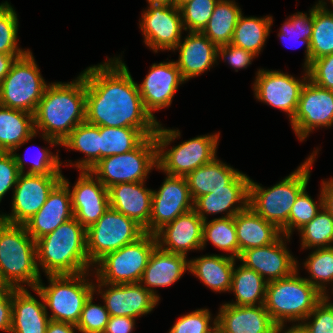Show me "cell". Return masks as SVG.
<instances>
[{"mask_svg": "<svg viewBox=\"0 0 333 333\" xmlns=\"http://www.w3.org/2000/svg\"><path fill=\"white\" fill-rule=\"evenodd\" d=\"M211 314L208 309H198L181 316L169 333H208Z\"/></svg>", "mask_w": 333, "mask_h": 333, "instance_id": "cell-50", "label": "cell"}, {"mask_svg": "<svg viewBox=\"0 0 333 333\" xmlns=\"http://www.w3.org/2000/svg\"><path fill=\"white\" fill-rule=\"evenodd\" d=\"M219 55L223 58V60H228V63L238 71L237 69L246 68L249 64H251L252 59L256 56L252 52L247 51L243 48L237 47L233 44H225L222 46H218L217 48V57Z\"/></svg>", "mask_w": 333, "mask_h": 333, "instance_id": "cell-52", "label": "cell"}, {"mask_svg": "<svg viewBox=\"0 0 333 333\" xmlns=\"http://www.w3.org/2000/svg\"><path fill=\"white\" fill-rule=\"evenodd\" d=\"M250 178L239 173L226 187L214 189L213 193L202 195L194 201L195 212L206 221L207 214H217L227 211L226 216L234 217L248 206ZM235 203H241L234 207ZM229 210V211H228Z\"/></svg>", "mask_w": 333, "mask_h": 333, "instance_id": "cell-24", "label": "cell"}, {"mask_svg": "<svg viewBox=\"0 0 333 333\" xmlns=\"http://www.w3.org/2000/svg\"><path fill=\"white\" fill-rule=\"evenodd\" d=\"M285 333H310V331L303 323H299L289 328Z\"/></svg>", "mask_w": 333, "mask_h": 333, "instance_id": "cell-59", "label": "cell"}, {"mask_svg": "<svg viewBox=\"0 0 333 333\" xmlns=\"http://www.w3.org/2000/svg\"><path fill=\"white\" fill-rule=\"evenodd\" d=\"M97 281V291L102 293L110 316L137 318L148 314L158 304L159 300L140 283L106 284ZM103 286H109L105 293L100 289Z\"/></svg>", "mask_w": 333, "mask_h": 333, "instance_id": "cell-19", "label": "cell"}, {"mask_svg": "<svg viewBox=\"0 0 333 333\" xmlns=\"http://www.w3.org/2000/svg\"><path fill=\"white\" fill-rule=\"evenodd\" d=\"M77 326L70 323L49 321L46 333H74Z\"/></svg>", "mask_w": 333, "mask_h": 333, "instance_id": "cell-58", "label": "cell"}, {"mask_svg": "<svg viewBox=\"0 0 333 333\" xmlns=\"http://www.w3.org/2000/svg\"><path fill=\"white\" fill-rule=\"evenodd\" d=\"M304 265L311 274V278L306 280L326 296L324 283L333 281V246L315 249Z\"/></svg>", "mask_w": 333, "mask_h": 333, "instance_id": "cell-43", "label": "cell"}, {"mask_svg": "<svg viewBox=\"0 0 333 333\" xmlns=\"http://www.w3.org/2000/svg\"><path fill=\"white\" fill-rule=\"evenodd\" d=\"M13 287L0 285V330L9 332L12 325Z\"/></svg>", "mask_w": 333, "mask_h": 333, "instance_id": "cell-54", "label": "cell"}, {"mask_svg": "<svg viewBox=\"0 0 333 333\" xmlns=\"http://www.w3.org/2000/svg\"><path fill=\"white\" fill-rule=\"evenodd\" d=\"M47 84L30 50L18 57L0 89L2 105L34 114Z\"/></svg>", "mask_w": 333, "mask_h": 333, "instance_id": "cell-11", "label": "cell"}, {"mask_svg": "<svg viewBox=\"0 0 333 333\" xmlns=\"http://www.w3.org/2000/svg\"><path fill=\"white\" fill-rule=\"evenodd\" d=\"M35 243L37 260L47 275L84 273L91 265L86 229L75 217Z\"/></svg>", "mask_w": 333, "mask_h": 333, "instance_id": "cell-3", "label": "cell"}, {"mask_svg": "<svg viewBox=\"0 0 333 333\" xmlns=\"http://www.w3.org/2000/svg\"><path fill=\"white\" fill-rule=\"evenodd\" d=\"M217 323L226 333H276L277 325L264 305L235 306L224 304Z\"/></svg>", "mask_w": 333, "mask_h": 333, "instance_id": "cell-26", "label": "cell"}, {"mask_svg": "<svg viewBox=\"0 0 333 333\" xmlns=\"http://www.w3.org/2000/svg\"><path fill=\"white\" fill-rule=\"evenodd\" d=\"M311 62L328 54H333V14L318 4L314 6V24L310 39Z\"/></svg>", "mask_w": 333, "mask_h": 333, "instance_id": "cell-40", "label": "cell"}, {"mask_svg": "<svg viewBox=\"0 0 333 333\" xmlns=\"http://www.w3.org/2000/svg\"><path fill=\"white\" fill-rule=\"evenodd\" d=\"M315 155H310L297 170L268 189L262 188L252 179L249 181L248 206L281 230L287 240L289 214L297 196L307 187Z\"/></svg>", "mask_w": 333, "mask_h": 333, "instance_id": "cell-5", "label": "cell"}, {"mask_svg": "<svg viewBox=\"0 0 333 333\" xmlns=\"http://www.w3.org/2000/svg\"><path fill=\"white\" fill-rule=\"evenodd\" d=\"M86 274L47 275L49 286H44L42 280L38 282L35 289L42 295L46 309H51V321L77 325L86 300L96 291V286L86 281Z\"/></svg>", "mask_w": 333, "mask_h": 333, "instance_id": "cell-8", "label": "cell"}, {"mask_svg": "<svg viewBox=\"0 0 333 333\" xmlns=\"http://www.w3.org/2000/svg\"><path fill=\"white\" fill-rule=\"evenodd\" d=\"M323 207L333 216V178L322 181Z\"/></svg>", "mask_w": 333, "mask_h": 333, "instance_id": "cell-56", "label": "cell"}, {"mask_svg": "<svg viewBox=\"0 0 333 333\" xmlns=\"http://www.w3.org/2000/svg\"><path fill=\"white\" fill-rule=\"evenodd\" d=\"M85 111L86 83L82 74L72 82L51 83L45 88L34 113L35 132L42 130L43 139L52 146L60 145L85 121Z\"/></svg>", "mask_w": 333, "mask_h": 333, "instance_id": "cell-2", "label": "cell"}, {"mask_svg": "<svg viewBox=\"0 0 333 333\" xmlns=\"http://www.w3.org/2000/svg\"><path fill=\"white\" fill-rule=\"evenodd\" d=\"M93 295L86 300L76 325L82 333H103L110 318L105 306L92 303Z\"/></svg>", "mask_w": 333, "mask_h": 333, "instance_id": "cell-47", "label": "cell"}, {"mask_svg": "<svg viewBox=\"0 0 333 333\" xmlns=\"http://www.w3.org/2000/svg\"><path fill=\"white\" fill-rule=\"evenodd\" d=\"M283 237L281 234L274 243L267 246L246 249L241 253L240 261L267 282L289 277L297 270L298 264L287 250Z\"/></svg>", "mask_w": 333, "mask_h": 333, "instance_id": "cell-18", "label": "cell"}, {"mask_svg": "<svg viewBox=\"0 0 333 333\" xmlns=\"http://www.w3.org/2000/svg\"><path fill=\"white\" fill-rule=\"evenodd\" d=\"M49 149H42L39 156L33 161L32 166L26 172V174H42V175H62L59 161V156L52 155Z\"/></svg>", "mask_w": 333, "mask_h": 333, "instance_id": "cell-53", "label": "cell"}, {"mask_svg": "<svg viewBox=\"0 0 333 333\" xmlns=\"http://www.w3.org/2000/svg\"><path fill=\"white\" fill-rule=\"evenodd\" d=\"M304 80H298L287 73L274 70L259 69L254 82L257 100L288 113L293 119L303 85L307 82L308 71L305 70Z\"/></svg>", "mask_w": 333, "mask_h": 333, "instance_id": "cell-17", "label": "cell"}, {"mask_svg": "<svg viewBox=\"0 0 333 333\" xmlns=\"http://www.w3.org/2000/svg\"><path fill=\"white\" fill-rule=\"evenodd\" d=\"M217 48L202 32H190L184 42L180 41L174 48L180 50L175 63L182 79L187 81L209 70L217 60Z\"/></svg>", "mask_w": 333, "mask_h": 333, "instance_id": "cell-27", "label": "cell"}, {"mask_svg": "<svg viewBox=\"0 0 333 333\" xmlns=\"http://www.w3.org/2000/svg\"><path fill=\"white\" fill-rule=\"evenodd\" d=\"M100 136V160L130 152L147 138L140 130L130 127L100 126Z\"/></svg>", "mask_w": 333, "mask_h": 333, "instance_id": "cell-38", "label": "cell"}, {"mask_svg": "<svg viewBox=\"0 0 333 333\" xmlns=\"http://www.w3.org/2000/svg\"><path fill=\"white\" fill-rule=\"evenodd\" d=\"M235 260L229 255H206L190 260L189 271L213 291H230Z\"/></svg>", "mask_w": 333, "mask_h": 333, "instance_id": "cell-32", "label": "cell"}, {"mask_svg": "<svg viewBox=\"0 0 333 333\" xmlns=\"http://www.w3.org/2000/svg\"><path fill=\"white\" fill-rule=\"evenodd\" d=\"M184 80L175 62L154 63L141 85H138L146 111L155 119L152 111L171 105L178 85Z\"/></svg>", "mask_w": 333, "mask_h": 333, "instance_id": "cell-21", "label": "cell"}, {"mask_svg": "<svg viewBox=\"0 0 333 333\" xmlns=\"http://www.w3.org/2000/svg\"><path fill=\"white\" fill-rule=\"evenodd\" d=\"M2 97H1V89H0V108L2 107Z\"/></svg>", "mask_w": 333, "mask_h": 333, "instance_id": "cell-64", "label": "cell"}, {"mask_svg": "<svg viewBox=\"0 0 333 333\" xmlns=\"http://www.w3.org/2000/svg\"><path fill=\"white\" fill-rule=\"evenodd\" d=\"M36 243L24 225L0 219V285L35 289L40 279Z\"/></svg>", "mask_w": 333, "mask_h": 333, "instance_id": "cell-4", "label": "cell"}, {"mask_svg": "<svg viewBox=\"0 0 333 333\" xmlns=\"http://www.w3.org/2000/svg\"><path fill=\"white\" fill-rule=\"evenodd\" d=\"M150 4L175 5V0H147Z\"/></svg>", "mask_w": 333, "mask_h": 333, "instance_id": "cell-61", "label": "cell"}, {"mask_svg": "<svg viewBox=\"0 0 333 333\" xmlns=\"http://www.w3.org/2000/svg\"><path fill=\"white\" fill-rule=\"evenodd\" d=\"M297 272L267 283L264 306L277 325L276 333L282 332L287 320L303 322L324 297Z\"/></svg>", "mask_w": 333, "mask_h": 333, "instance_id": "cell-6", "label": "cell"}, {"mask_svg": "<svg viewBox=\"0 0 333 333\" xmlns=\"http://www.w3.org/2000/svg\"><path fill=\"white\" fill-rule=\"evenodd\" d=\"M234 222L239 244V257L246 249L274 243L282 234L274 224L267 222L249 206L234 216Z\"/></svg>", "mask_w": 333, "mask_h": 333, "instance_id": "cell-30", "label": "cell"}, {"mask_svg": "<svg viewBox=\"0 0 333 333\" xmlns=\"http://www.w3.org/2000/svg\"><path fill=\"white\" fill-rule=\"evenodd\" d=\"M207 241H211L215 247L223 251L231 252L230 257L239 259V244L234 217L204 221L202 249Z\"/></svg>", "mask_w": 333, "mask_h": 333, "instance_id": "cell-39", "label": "cell"}, {"mask_svg": "<svg viewBox=\"0 0 333 333\" xmlns=\"http://www.w3.org/2000/svg\"><path fill=\"white\" fill-rule=\"evenodd\" d=\"M329 298L324 296L302 322L310 333H333V303L328 302ZM312 316L313 321L306 323Z\"/></svg>", "mask_w": 333, "mask_h": 333, "instance_id": "cell-49", "label": "cell"}, {"mask_svg": "<svg viewBox=\"0 0 333 333\" xmlns=\"http://www.w3.org/2000/svg\"><path fill=\"white\" fill-rule=\"evenodd\" d=\"M219 134L198 136L164 152L166 146L180 136V132L165 129L159 124L154 135L157 144V169L170 176L186 177L216 157Z\"/></svg>", "mask_w": 333, "mask_h": 333, "instance_id": "cell-7", "label": "cell"}, {"mask_svg": "<svg viewBox=\"0 0 333 333\" xmlns=\"http://www.w3.org/2000/svg\"><path fill=\"white\" fill-rule=\"evenodd\" d=\"M309 11V16H307V14H303L302 12H297V14L289 17V19H287V21L281 27L280 33L278 34L282 40H284V38L293 40L294 38L295 42H301L300 45H306V57L304 63L305 69L311 63L310 39L312 36L314 24V6Z\"/></svg>", "mask_w": 333, "mask_h": 333, "instance_id": "cell-42", "label": "cell"}, {"mask_svg": "<svg viewBox=\"0 0 333 333\" xmlns=\"http://www.w3.org/2000/svg\"><path fill=\"white\" fill-rule=\"evenodd\" d=\"M194 209V201L185 177L167 175L158 191L152 192L149 233L155 234L164 225Z\"/></svg>", "mask_w": 333, "mask_h": 333, "instance_id": "cell-15", "label": "cell"}, {"mask_svg": "<svg viewBox=\"0 0 333 333\" xmlns=\"http://www.w3.org/2000/svg\"><path fill=\"white\" fill-rule=\"evenodd\" d=\"M87 254L90 264L96 263L106 254L133 243L145 234L144 228L111 207L99 220L86 229Z\"/></svg>", "mask_w": 333, "mask_h": 333, "instance_id": "cell-12", "label": "cell"}, {"mask_svg": "<svg viewBox=\"0 0 333 333\" xmlns=\"http://www.w3.org/2000/svg\"><path fill=\"white\" fill-rule=\"evenodd\" d=\"M218 1L219 0H191L183 4L179 9L184 30L189 29V32H202Z\"/></svg>", "mask_w": 333, "mask_h": 333, "instance_id": "cell-45", "label": "cell"}, {"mask_svg": "<svg viewBox=\"0 0 333 333\" xmlns=\"http://www.w3.org/2000/svg\"><path fill=\"white\" fill-rule=\"evenodd\" d=\"M144 182L119 183L108 188L110 207L135 220L149 233L152 190Z\"/></svg>", "mask_w": 333, "mask_h": 333, "instance_id": "cell-25", "label": "cell"}, {"mask_svg": "<svg viewBox=\"0 0 333 333\" xmlns=\"http://www.w3.org/2000/svg\"><path fill=\"white\" fill-rule=\"evenodd\" d=\"M213 327L209 330L208 333H226L223 328L217 323V318L214 319Z\"/></svg>", "mask_w": 333, "mask_h": 333, "instance_id": "cell-60", "label": "cell"}, {"mask_svg": "<svg viewBox=\"0 0 333 333\" xmlns=\"http://www.w3.org/2000/svg\"><path fill=\"white\" fill-rule=\"evenodd\" d=\"M22 55H9L0 53V85L8 75L13 62Z\"/></svg>", "mask_w": 333, "mask_h": 333, "instance_id": "cell-57", "label": "cell"}, {"mask_svg": "<svg viewBox=\"0 0 333 333\" xmlns=\"http://www.w3.org/2000/svg\"><path fill=\"white\" fill-rule=\"evenodd\" d=\"M241 14L235 2L219 0L202 33L217 46L230 44Z\"/></svg>", "mask_w": 333, "mask_h": 333, "instance_id": "cell-35", "label": "cell"}, {"mask_svg": "<svg viewBox=\"0 0 333 333\" xmlns=\"http://www.w3.org/2000/svg\"><path fill=\"white\" fill-rule=\"evenodd\" d=\"M203 223L204 220L194 209L179 215L155 233L157 246L164 251L185 256L188 250L202 249Z\"/></svg>", "mask_w": 333, "mask_h": 333, "instance_id": "cell-23", "label": "cell"}, {"mask_svg": "<svg viewBox=\"0 0 333 333\" xmlns=\"http://www.w3.org/2000/svg\"><path fill=\"white\" fill-rule=\"evenodd\" d=\"M153 167L157 168V144L155 136H149L130 152L102 158L90 172L108 189L119 183L145 181Z\"/></svg>", "mask_w": 333, "mask_h": 333, "instance_id": "cell-9", "label": "cell"}, {"mask_svg": "<svg viewBox=\"0 0 333 333\" xmlns=\"http://www.w3.org/2000/svg\"><path fill=\"white\" fill-rule=\"evenodd\" d=\"M240 18L235 26L231 44L258 55L263 48L266 38L270 32L273 18L243 17Z\"/></svg>", "mask_w": 333, "mask_h": 333, "instance_id": "cell-37", "label": "cell"}, {"mask_svg": "<svg viewBox=\"0 0 333 333\" xmlns=\"http://www.w3.org/2000/svg\"><path fill=\"white\" fill-rule=\"evenodd\" d=\"M319 207L306 192V187L297 196L291 208L288 219V237L291 236L294 228L300 230L310 222L323 208V196L320 194ZM320 208V209H319Z\"/></svg>", "mask_w": 333, "mask_h": 333, "instance_id": "cell-46", "label": "cell"}, {"mask_svg": "<svg viewBox=\"0 0 333 333\" xmlns=\"http://www.w3.org/2000/svg\"><path fill=\"white\" fill-rule=\"evenodd\" d=\"M18 19L15 10L6 1L0 4V53L24 55L28 50L17 47Z\"/></svg>", "mask_w": 333, "mask_h": 333, "instance_id": "cell-44", "label": "cell"}, {"mask_svg": "<svg viewBox=\"0 0 333 333\" xmlns=\"http://www.w3.org/2000/svg\"><path fill=\"white\" fill-rule=\"evenodd\" d=\"M300 141L317 127L333 125V91L307 79L302 87L298 108L290 121Z\"/></svg>", "mask_w": 333, "mask_h": 333, "instance_id": "cell-14", "label": "cell"}, {"mask_svg": "<svg viewBox=\"0 0 333 333\" xmlns=\"http://www.w3.org/2000/svg\"><path fill=\"white\" fill-rule=\"evenodd\" d=\"M63 175L20 173L12 200V213L0 215L3 222L24 225L46 202Z\"/></svg>", "mask_w": 333, "mask_h": 333, "instance_id": "cell-13", "label": "cell"}, {"mask_svg": "<svg viewBox=\"0 0 333 333\" xmlns=\"http://www.w3.org/2000/svg\"><path fill=\"white\" fill-rule=\"evenodd\" d=\"M36 134L34 114L4 106L0 108V151L15 153Z\"/></svg>", "mask_w": 333, "mask_h": 333, "instance_id": "cell-31", "label": "cell"}, {"mask_svg": "<svg viewBox=\"0 0 333 333\" xmlns=\"http://www.w3.org/2000/svg\"><path fill=\"white\" fill-rule=\"evenodd\" d=\"M142 15L140 29L146 45L154 52L159 49L174 51L184 30L180 9L175 5L150 4Z\"/></svg>", "mask_w": 333, "mask_h": 333, "instance_id": "cell-16", "label": "cell"}, {"mask_svg": "<svg viewBox=\"0 0 333 333\" xmlns=\"http://www.w3.org/2000/svg\"><path fill=\"white\" fill-rule=\"evenodd\" d=\"M240 171L224 164L216 157L200 166L185 178L193 201L202 195L213 193L214 189L226 187Z\"/></svg>", "mask_w": 333, "mask_h": 333, "instance_id": "cell-33", "label": "cell"}, {"mask_svg": "<svg viewBox=\"0 0 333 333\" xmlns=\"http://www.w3.org/2000/svg\"><path fill=\"white\" fill-rule=\"evenodd\" d=\"M100 126L86 121L79 124L60 145L85 153L86 158L75 164L81 170H91L100 161Z\"/></svg>", "mask_w": 333, "mask_h": 333, "instance_id": "cell-34", "label": "cell"}, {"mask_svg": "<svg viewBox=\"0 0 333 333\" xmlns=\"http://www.w3.org/2000/svg\"><path fill=\"white\" fill-rule=\"evenodd\" d=\"M308 79L319 87L333 91V54L313 60L307 67Z\"/></svg>", "mask_w": 333, "mask_h": 333, "instance_id": "cell-51", "label": "cell"}, {"mask_svg": "<svg viewBox=\"0 0 333 333\" xmlns=\"http://www.w3.org/2000/svg\"><path fill=\"white\" fill-rule=\"evenodd\" d=\"M43 301L39 302L25 288L13 287L12 325L10 333H46L50 321L42 295L36 290Z\"/></svg>", "mask_w": 333, "mask_h": 333, "instance_id": "cell-28", "label": "cell"}, {"mask_svg": "<svg viewBox=\"0 0 333 333\" xmlns=\"http://www.w3.org/2000/svg\"><path fill=\"white\" fill-rule=\"evenodd\" d=\"M191 0H175V6L180 8L183 4Z\"/></svg>", "mask_w": 333, "mask_h": 333, "instance_id": "cell-63", "label": "cell"}, {"mask_svg": "<svg viewBox=\"0 0 333 333\" xmlns=\"http://www.w3.org/2000/svg\"><path fill=\"white\" fill-rule=\"evenodd\" d=\"M82 75L86 83V122L136 128L146 137L156 134L159 122L146 111L138 84L120 58L91 66Z\"/></svg>", "mask_w": 333, "mask_h": 333, "instance_id": "cell-1", "label": "cell"}, {"mask_svg": "<svg viewBox=\"0 0 333 333\" xmlns=\"http://www.w3.org/2000/svg\"><path fill=\"white\" fill-rule=\"evenodd\" d=\"M302 248L331 247L333 243V216L323 207L300 230Z\"/></svg>", "mask_w": 333, "mask_h": 333, "instance_id": "cell-41", "label": "cell"}, {"mask_svg": "<svg viewBox=\"0 0 333 333\" xmlns=\"http://www.w3.org/2000/svg\"><path fill=\"white\" fill-rule=\"evenodd\" d=\"M267 283L261 275L246 268L243 264L237 269L234 267L230 291L234 292L236 302L227 304L235 306L264 305Z\"/></svg>", "mask_w": 333, "mask_h": 333, "instance_id": "cell-36", "label": "cell"}, {"mask_svg": "<svg viewBox=\"0 0 333 333\" xmlns=\"http://www.w3.org/2000/svg\"><path fill=\"white\" fill-rule=\"evenodd\" d=\"M330 2L332 3V6H333V0H330ZM320 7H322L325 11L327 12H330L333 14V11H329L325 6H326V3L323 2L322 0L317 3Z\"/></svg>", "mask_w": 333, "mask_h": 333, "instance_id": "cell-62", "label": "cell"}, {"mask_svg": "<svg viewBox=\"0 0 333 333\" xmlns=\"http://www.w3.org/2000/svg\"><path fill=\"white\" fill-rule=\"evenodd\" d=\"M156 247L155 234L145 233L135 242L106 254L96 263L97 279L106 284L139 283Z\"/></svg>", "mask_w": 333, "mask_h": 333, "instance_id": "cell-10", "label": "cell"}, {"mask_svg": "<svg viewBox=\"0 0 333 333\" xmlns=\"http://www.w3.org/2000/svg\"><path fill=\"white\" fill-rule=\"evenodd\" d=\"M135 318L127 316H110L104 333H132Z\"/></svg>", "mask_w": 333, "mask_h": 333, "instance_id": "cell-55", "label": "cell"}, {"mask_svg": "<svg viewBox=\"0 0 333 333\" xmlns=\"http://www.w3.org/2000/svg\"><path fill=\"white\" fill-rule=\"evenodd\" d=\"M73 217L69 182L62 176L41 209L24 226L36 241Z\"/></svg>", "mask_w": 333, "mask_h": 333, "instance_id": "cell-22", "label": "cell"}, {"mask_svg": "<svg viewBox=\"0 0 333 333\" xmlns=\"http://www.w3.org/2000/svg\"><path fill=\"white\" fill-rule=\"evenodd\" d=\"M185 255L170 253L158 246L153 250L148 264L143 271L140 284L159 300L153 287H167L179 280L186 270L189 269V261ZM152 287V288H151Z\"/></svg>", "mask_w": 333, "mask_h": 333, "instance_id": "cell-29", "label": "cell"}, {"mask_svg": "<svg viewBox=\"0 0 333 333\" xmlns=\"http://www.w3.org/2000/svg\"><path fill=\"white\" fill-rule=\"evenodd\" d=\"M89 170H81L72 188L71 203L75 219L88 229L110 208L108 189Z\"/></svg>", "mask_w": 333, "mask_h": 333, "instance_id": "cell-20", "label": "cell"}, {"mask_svg": "<svg viewBox=\"0 0 333 333\" xmlns=\"http://www.w3.org/2000/svg\"><path fill=\"white\" fill-rule=\"evenodd\" d=\"M23 158L17 153L0 151V202L6 192L15 187L20 173H24Z\"/></svg>", "mask_w": 333, "mask_h": 333, "instance_id": "cell-48", "label": "cell"}]
</instances>
